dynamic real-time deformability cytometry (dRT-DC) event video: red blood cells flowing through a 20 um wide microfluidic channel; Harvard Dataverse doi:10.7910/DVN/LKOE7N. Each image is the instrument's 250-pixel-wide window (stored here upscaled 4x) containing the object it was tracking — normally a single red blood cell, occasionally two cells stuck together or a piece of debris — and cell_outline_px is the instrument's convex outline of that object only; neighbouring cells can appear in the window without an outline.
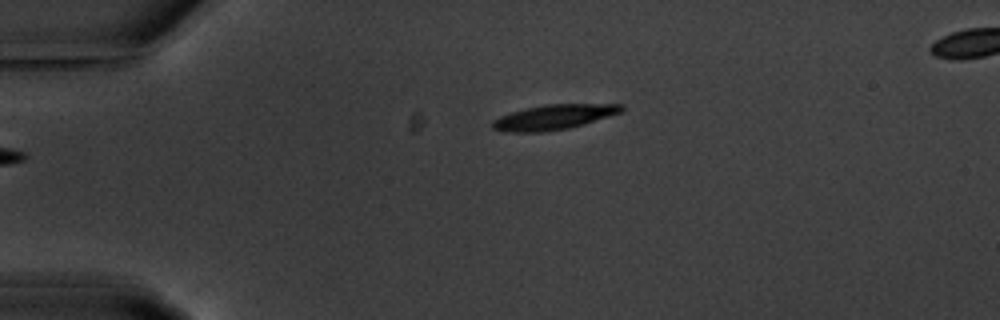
{"species": "common noctule bat (a hibernating species)", "species_latin": "Nyctalus noctula", "temperature_condition": "warm", "stored_images_in_passage": 45, "camera_frame_rate_fps": 3000, "um_per_image_px": 0.085, "animal": {"sex": "male", "body_mass_g": 20.1, "forearm_length_mm": 53.5}, "frame": {"image": 1, "passage_image": 1, "time_ms": 0.0, "image_size_px": [1000, 320], "cell_outline_px": [[624, 108], [620, 112], [584, 124], [568, 128], [544, 132], [504, 132], [492, 128], [492, 120], [500, 116], [512, 112], [544, 104], [624, 104]], "centroid_in_image_um": [47.04, 9.96], "position_along_channel_um": 38.0, "area_um2": 18.61}}
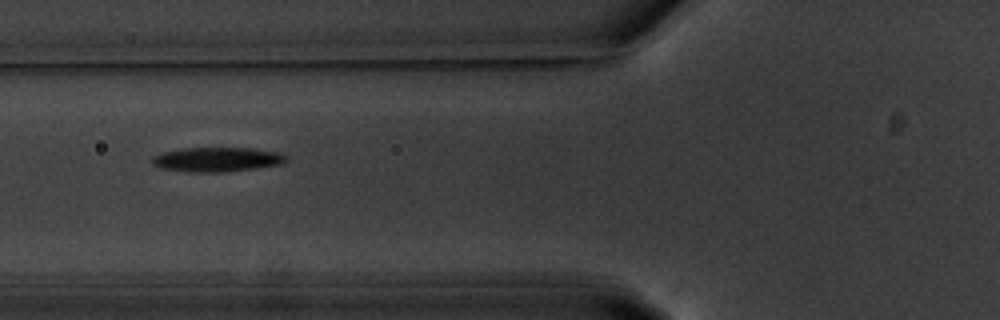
{"frame": {"image": 2, "passage_image": 10, "time_ms": 3.0, "image_size_px": [1000, 320], "cell_outline_px": [[288, 160], [280, 164], [256, 168], [224, 172], [188, 172], [160, 168], [152, 164], [152, 156], [164, 152], [184, 148], [256, 148], [280, 152], [288, 156]], "centroid_in_image_um": [18.48, 13.55], "position_along_channel_um": 107.3, "area_um2": 19.25}}
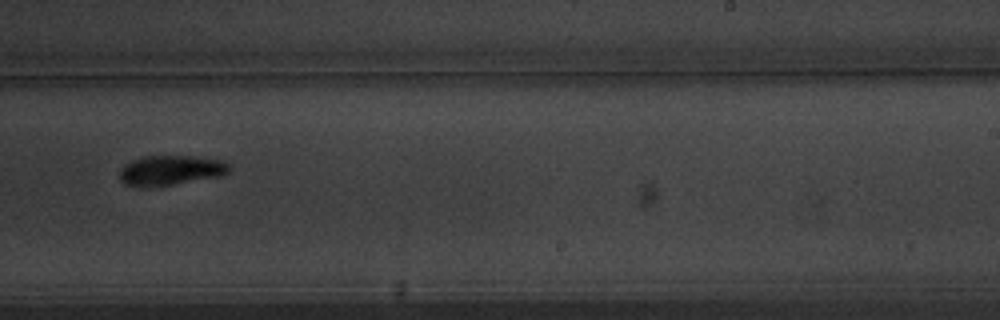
{"frame": {"image": 3, "passage_image": 24, "time_ms": 7.667, "image_size_px": [1000, 320], "cell_outline_px": [[232, 168], [228, 172], [220, 176], [148, 188], [140, 188], [124, 184], [120, 180], [120, 168], [124, 164], [132, 160], [144, 156], [192, 156], [220, 160], [228, 164]], "centroid_in_image_um": [14.44, 14.49], "position_along_channel_um": 274.6, "area_um2": 19.19}, "authors_computed_cell_mechanics": {"area_um2": 18.9584, "velocity_mm_per_s": 3.5852, "shape_relaxation_time_tau1_ms": 2.4798, "shape_relaxation_time_tau2_ms": 4.8205, "deformation_change_tau1": 0.1724, "deformation_change_tau2": 0.0858}}